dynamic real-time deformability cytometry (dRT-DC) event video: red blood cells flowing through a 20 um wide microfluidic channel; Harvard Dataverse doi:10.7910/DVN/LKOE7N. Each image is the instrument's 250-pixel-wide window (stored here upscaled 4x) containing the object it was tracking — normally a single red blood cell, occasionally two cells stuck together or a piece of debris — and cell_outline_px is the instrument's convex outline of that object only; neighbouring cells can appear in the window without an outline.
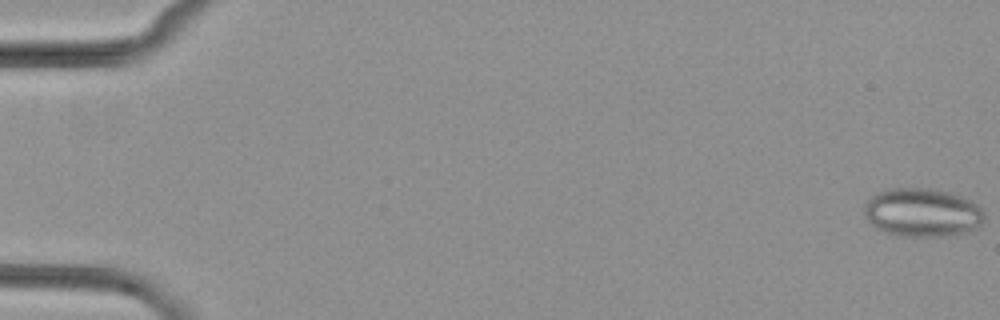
{"species": "common noctule bat (a hibernating species)", "species_latin": "Nyctalus noctula", "temperature_condition": "cold", "stored_images_in_passage": 54, "camera_frame_rate_fps": 3000, "um_per_image_px": 0.085, "animal": {"sex": "female", "body_mass_g": 29.2, "forearm_length_mm": 56.3}, "frame": {"image": 1, "passage_image": 1, "time_ms": 0.0, "image_size_px": [1000, 320], "cell_outline_px": [[984, 220], [976, 228], [968, 232], [944, 236], [900, 236], [884, 232], [876, 228], [864, 216], [864, 204], [872, 196], [884, 188], [932, 188], [948, 192], [960, 196], [976, 204], [984, 212]], "centroid_in_image_um": [78.37, 18.06], "position_along_channel_um": 6.6, "area_um2": 34.1}}
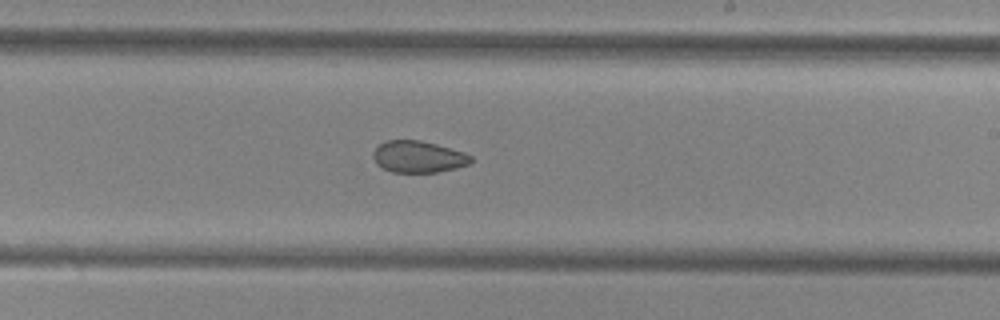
{"frame": {"image": 2, "passage_image": 33, "time_ms": 10.667, "image_size_px": [1000, 320], "cell_outline_px": [[472, 164], [456, 168], [436, 172], [392, 172], [376, 164], [372, 156], [372, 152], [384, 140], [420, 140], [436, 144], [464, 152], [472, 156]], "centroid_in_image_um": [35.56, 13.32], "position_along_channel_um": 253.4, "area_um2": 18.15}}
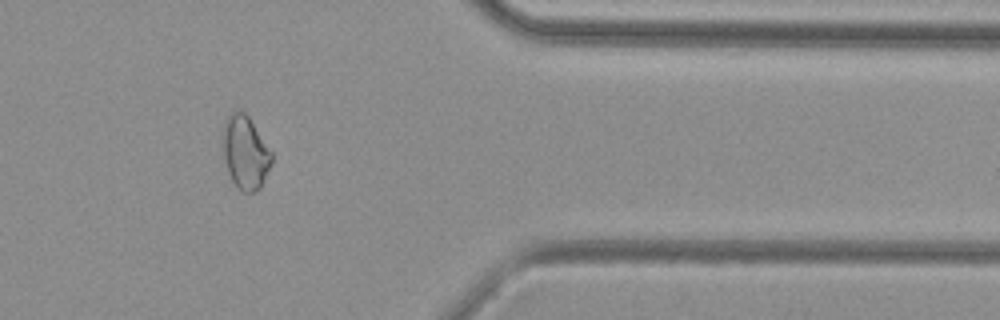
{"frame": {"image": 3, "passage_image": 45, "time_ms": 14.667, "image_size_px": [1000, 320], "cell_outline_px": [[272, 164], [260, 188], [252, 192], [244, 192], [232, 180], [228, 172], [224, 160], [224, 124], [228, 116], [236, 108], [240, 108], [248, 116], [272, 152]], "centroid_in_image_um": [20.87, 12.94], "position_along_channel_um": 390.5, "area_um2": 20.58}}